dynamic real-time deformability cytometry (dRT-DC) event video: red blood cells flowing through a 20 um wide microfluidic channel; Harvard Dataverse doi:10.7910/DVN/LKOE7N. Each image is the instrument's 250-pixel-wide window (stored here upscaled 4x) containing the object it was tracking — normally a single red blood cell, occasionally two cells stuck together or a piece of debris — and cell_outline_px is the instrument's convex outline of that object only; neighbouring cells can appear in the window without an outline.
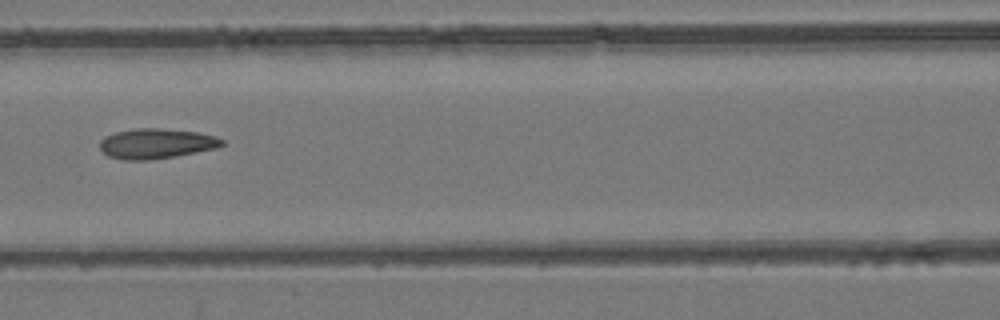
{"species": "common noctule bat (a hibernating species)", "species_latin": "Nyctalus noctula", "temperature_condition": "room temperature", "stored_images_in_passage": 3, "camera_frame_rate_fps": 3000, "um_per_image_px": 0.085, "animal": {"sex": "female", "body_mass_g": 24.6, "forearm_length_mm": 56.2}, "frame": {"image": 1, "passage_image": 3, "time_ms": 2.333, "image_size_px": [1000, 320], "cell_outline_px": [[224, 144], [216, 148], [176, 156], [148, 160], [124, 160], [108, 156], [100, 148], [100, 140], [104, 136], [116, 132], [136, 128], [160, 128], [196, 132], [216, 136], [224, 140]], "centroid_in_image_um": [13.27, 12.2], "position_along_channel_um": 153.3, "area_um2": 21.39}}